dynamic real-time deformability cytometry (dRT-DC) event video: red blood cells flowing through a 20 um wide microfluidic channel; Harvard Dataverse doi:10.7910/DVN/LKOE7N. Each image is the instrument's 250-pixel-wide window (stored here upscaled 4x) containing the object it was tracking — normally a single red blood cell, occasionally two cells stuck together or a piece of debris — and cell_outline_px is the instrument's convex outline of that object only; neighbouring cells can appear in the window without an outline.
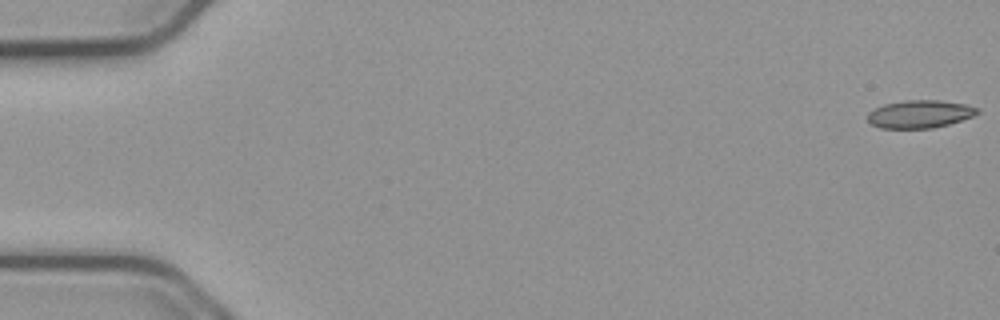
{"species": "common noctule bat (a hibernating species)", "species_latin": "Nyctalus noctula", "temperature_condition": "cold", "stored_images_in_passage": 18, "camera_frame_rate_fps": 3000, "um_per_image_px": 0.085, "animal": {"sex": "male", "body_mass_g": 23.1, "forearm_length_mm": 52.7}, "frame": {"image": 1, "passage_image": 1, "time_ms": 0.0, "image_size_px": [1000, 320], "cell_outline_px": [[980, 112], [972, 116], [948, 124], [932, 128], [880, 128], [872, 124], [868, 120], [868, 112], [884, 104], [904, 100], [936, 100], [964, 104], [980, 108]], "centroid_in_image_um": [78.18, 9.69], "position_along_channel_um": 6.8, "area_um2": 17.63}}